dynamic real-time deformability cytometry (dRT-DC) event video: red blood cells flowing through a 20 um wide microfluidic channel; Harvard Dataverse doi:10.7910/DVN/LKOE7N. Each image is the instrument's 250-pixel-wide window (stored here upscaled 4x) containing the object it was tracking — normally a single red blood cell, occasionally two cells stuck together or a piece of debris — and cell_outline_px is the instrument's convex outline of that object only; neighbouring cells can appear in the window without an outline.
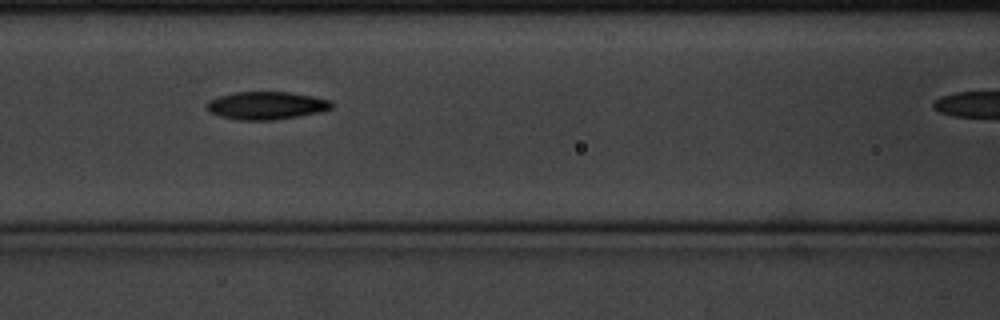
{"species": "common noctule bat (a hibernating species)", "species_latin": "Nyctalus noctula", "temperature_condition": "cold", "stored_images_in_passage": 5, "camera_frame_rate_fps": 3000, "um_per_image_px": 0.085, "animal": {"sex": "male", "body_mass_g": 20.1, "forearm_length_mm": 53.5}, "frame": {"image": 1, "passage_image": 3, "time_ms": 0.667, "image_size_px": [1000, 320], "cell_outline_px": [[332, 108], [320, 112], [300, 116], [276, 120], [236, 120], [220, 116], [208, 112], [204, 108], [204, 104], [208, 100], [232, 92], [288, 92], [312, 96], [332, 100]], "centroid_in_image_um": [22.59, 8.97], "position_along_channel_um": 144.0, "area_um2": 20.58}}
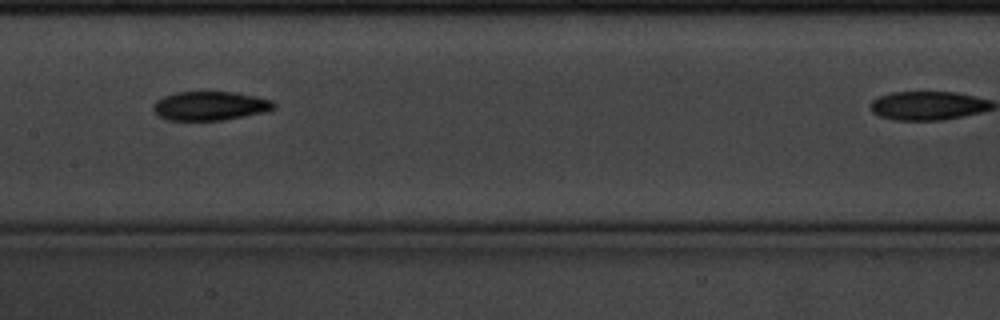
{"frame": {"image": 2, "passage_image": 4, "time_ms": 1.0, "image_size_px": [1000, 320], "cell_outline_px": [[276, 104], [272, 108], [264, 112], [224, 120], [168, 120], [160, 116], [152, 108], [152, 104], [156, 100], [164, 96], [176, 92], [232, 92], [256, 96], [272, 100]], "centroid_in_image_um": [17.83, 8.99], "position_along_channel_um": 189.6, "area_um2": 20.23}}